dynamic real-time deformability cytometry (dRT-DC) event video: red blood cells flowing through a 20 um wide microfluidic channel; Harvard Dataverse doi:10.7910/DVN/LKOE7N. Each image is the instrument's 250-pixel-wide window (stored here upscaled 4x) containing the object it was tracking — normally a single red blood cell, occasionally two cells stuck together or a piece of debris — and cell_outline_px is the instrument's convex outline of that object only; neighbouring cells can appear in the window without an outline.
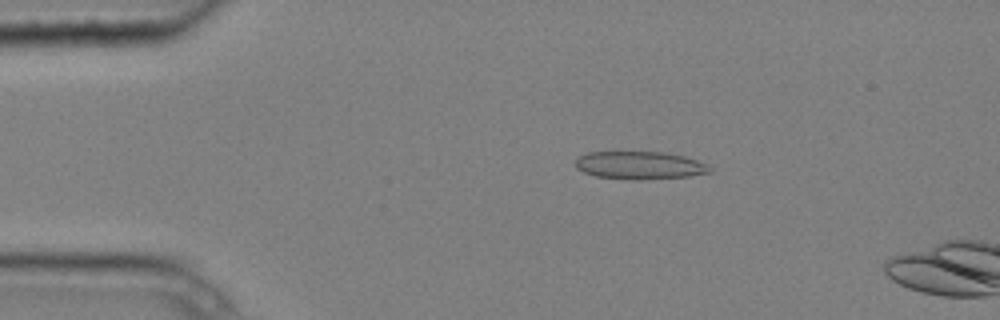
{"species": "common noctule bat (a hibernating species)", "species_latin": "Nyctalus noctula", "temperature_condition": "cold", "stored_images_in_passage": 4, "camera_frame_rate_fps": 3000, "um_per_image_px": 0.085, "animal": {"sex": "male", "body_mass_g": 20.4}, "frame": {"image": 1, "passage_image": 3, "time_ms": 0.667, "image_size_px": [1000, 320], "cell_outline_px": [[712, 172], [688, 176], [640, 180], [632, 180], [596, 176], [584, 172], [576, 168], [576, 160], [580, 156], [588, 152], [664, 152], [684, 156], [708, 164], [712, 168]], "centroid_in_image_um": [54.4, 14.05], "position_along_channel_um": 30.6, "area_um2": 21.79}}